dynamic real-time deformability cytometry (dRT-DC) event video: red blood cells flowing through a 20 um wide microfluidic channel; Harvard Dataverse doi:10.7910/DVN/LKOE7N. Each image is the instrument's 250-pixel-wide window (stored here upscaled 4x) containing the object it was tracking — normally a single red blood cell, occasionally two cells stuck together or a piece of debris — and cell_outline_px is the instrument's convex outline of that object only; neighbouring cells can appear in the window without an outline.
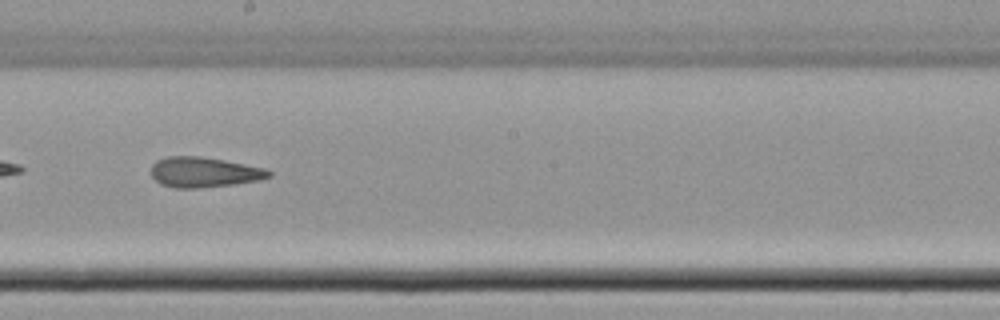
{"species": "common noctule bat (a hibernating species)", "species_latin": "Nyctalus noctula", "temperature_condition": "cold", "stored_images_in_passage": 52, "camera_frame_rate_fps": 3000, "um_per_image_px": 0.085, "animal": {"sex": "female", "body_mass_g": 22.7, "forearm_length_mm": 54.2}, "frame": {"image": 1, "passage_image": 30, "time_ms": 9.667, "image_size_px": [1000, 320], "cell_outline_px": [[272, 176], [260, 180], [236, 184], [200, 188], [176, 188], [160, 184], [152, 176], [152, 164], [156, 160], [168, 156], [200, 156], [224, 160], [264, 168], [272, 172]], "centroid_in_image_um": [17.35, 14.64], "position_along_channel_um": 230.9, "area_um2": 20.81}}